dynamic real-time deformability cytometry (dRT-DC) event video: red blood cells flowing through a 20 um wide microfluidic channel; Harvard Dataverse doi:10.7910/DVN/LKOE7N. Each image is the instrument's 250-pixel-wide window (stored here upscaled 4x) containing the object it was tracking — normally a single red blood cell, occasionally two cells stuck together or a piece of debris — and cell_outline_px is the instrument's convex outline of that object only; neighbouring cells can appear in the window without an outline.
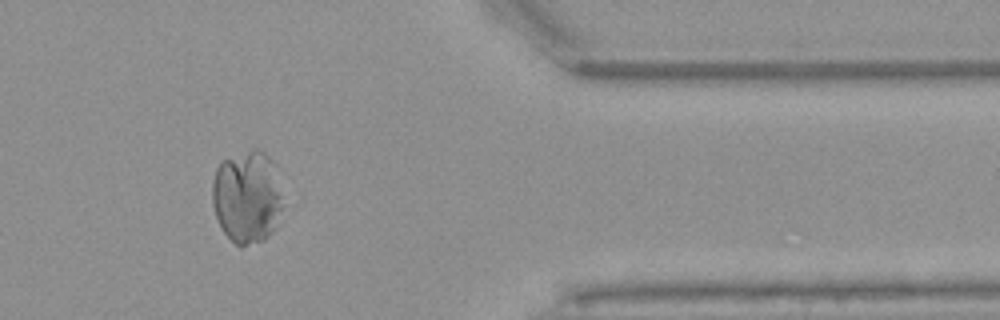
{"species": "Egyptian fruit bat (a non-hibernating species)", "species_latin": "Rousettus aegyptiacus", "temperature_condition": "warm", "stored_images_in_passage": 51, "camera_frame_rate_fps": 3000, "um_per_image_px": 0.085, "animal": {"sex": "female"}, "frame": {"image": 1, "passage_image": 42, "time_ms": 13.667, "image_size_px": [1000, 320], "cell_outline_px": [[280, 208], [276, 228], [264, 240], [240, 248], [224, 232], [216, 216], [212, 204], [212, 184], [216, 168], [224, 160], [252, 148], [256, 148], [264, 152], [272, 160]], "centroid_in_image_um": [20.94, 16.76], "position_along_channel_um": 390.5, "area_um2": 37.34}}